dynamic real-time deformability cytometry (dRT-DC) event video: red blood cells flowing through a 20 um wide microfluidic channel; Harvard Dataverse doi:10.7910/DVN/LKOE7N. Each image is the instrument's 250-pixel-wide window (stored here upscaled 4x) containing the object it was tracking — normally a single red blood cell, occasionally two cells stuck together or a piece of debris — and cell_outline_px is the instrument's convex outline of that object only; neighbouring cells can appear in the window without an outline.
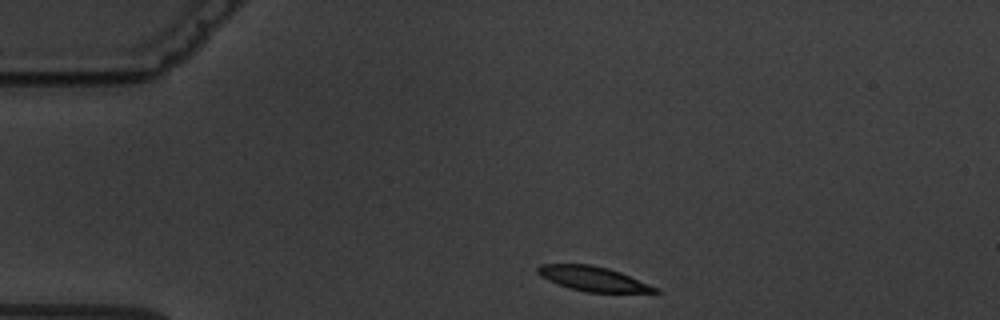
{"species": "common noctule bat (a hibernating species)", "species_latin": "Nyctalus noctula", "temperature_condition": "warm", "stored_images_in_passage": 4, "camera_frame_rate_fps": 3000, "um_per_image_px": 0.085, "animal": {"sex": "male", "body_mass_g": 19.5, "forearm_length_mm": 54.6}, "frame": {"image": 1, "passage_image": 1, "time_ms": 0.0, "image_size_px": [1000, 320], "cell_outline_px": [[660, 292], [584, 292], [568, 288], [548, 280], [540, 276], [536, 272], [536, 268], [540, 264], [592, 264], [608, 268], [620, 272], [660, 288]], "centroid_in_image_um": [50.39, 23.69], "position_along_channel_um": 34.6, "area_um2": 16.94}}
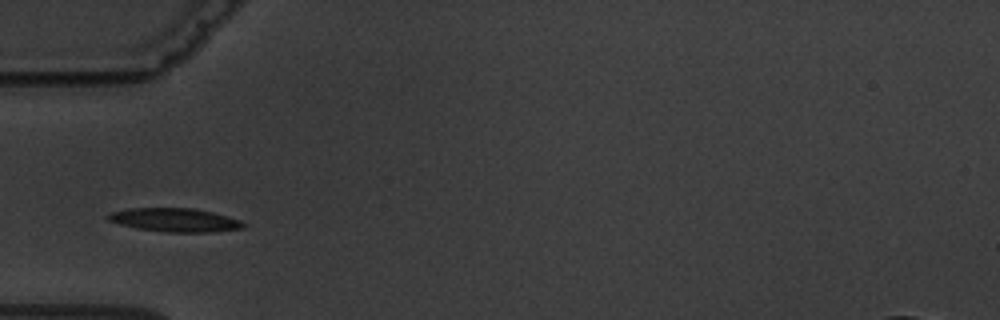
{"frame": {"image": 2, "passage_image": 3, "time_ms": 2.333, "image_size_px": [1000, 320], "cell_outline_px": [[248, 224], [244, 228], [212, 232], [164, 232], [136, 228], [120, 224], [108, 220], [104, 216], [108, 212], [128, 208], [192, 208], [212, 212], [240, 220]], "centroid_in_image_um": [14.83, 18.7], "position_along_channel_um": 70.2, "area_um2": 18.79}}
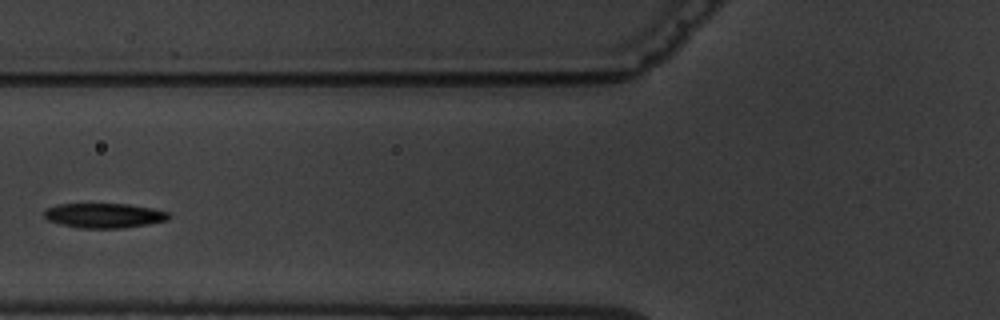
{"frame": {"image": 3, "passage_image": 4, "time_ms": 3.667, "image_size_px": [1000, 320], "cell_outline_px": [[172, 216], [168, 220], [148, 224], [120, 228], [80, 228], [60, 224], [48, 220], [44, 216], [44, 212], [48, 208], [56, 204], [128, 204], [152, 208], [172, 212]], "centroid_in_image_um": [8.9, 18.31], "position_along_channel_um": 116.9, "area_um2": 18.03}}